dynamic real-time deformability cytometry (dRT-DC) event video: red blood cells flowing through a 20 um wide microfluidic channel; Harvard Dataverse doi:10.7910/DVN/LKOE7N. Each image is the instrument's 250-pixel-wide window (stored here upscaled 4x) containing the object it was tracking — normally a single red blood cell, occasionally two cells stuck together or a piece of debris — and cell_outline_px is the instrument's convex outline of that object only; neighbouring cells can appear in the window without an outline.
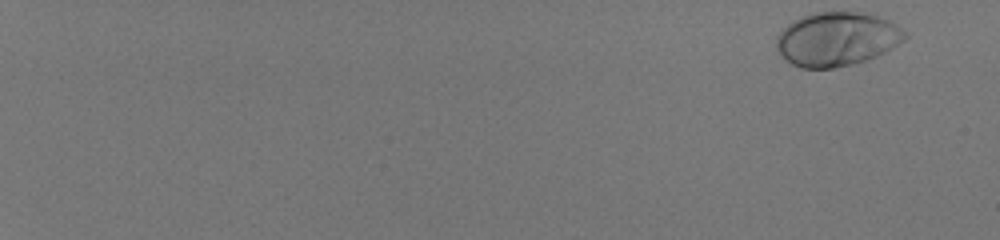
{"species": "human", "species_latin": "Homo sapiens", "temperature_condition": "room temperature", "stored_images_in_passage": 53, "camera_frame_rate_fps": 3000, "um_per_image_px": 0.085, "donor": {"sex": "male"}, "frame": {"image": 1, "passage_image": 1, "time_ms": 0.0, "image_size_px": [1000, 240], "cell_outline_px": [[908, 36], [904, 40], [892, 48], [876, 56], [852, 64], [832, 68], [800, 68], [792, 64], [780, 56], [776, 52], [776, 36], [792, 20], [800, 16], [812, 12], [860, 12], [876, 16], [888, 20], [896, 24]], "centroid_in_image_um": [71.08, 3.32], "position_along_channel_um": 13.9, "area_um2": 40.46}}
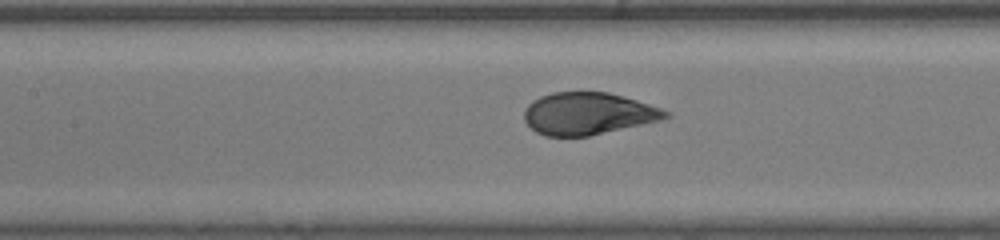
{"frame": {"image": 2, "passage_image": 30, "time_ms": 9.667, "image_size_px": [1000, 240], "cell_outline_px": [[672, 116], [640, 124], [588, 136], [544, 136], [536, 132], [524, 120], [524, 108], [532, 100], [540, 96], [552, 92], [608, 92], [636, 100], [672, 112]], "centroid_in_image_um": [49.93, 9.64], "position_along_channel_um": 157.5, "area_um2": 34.45}}
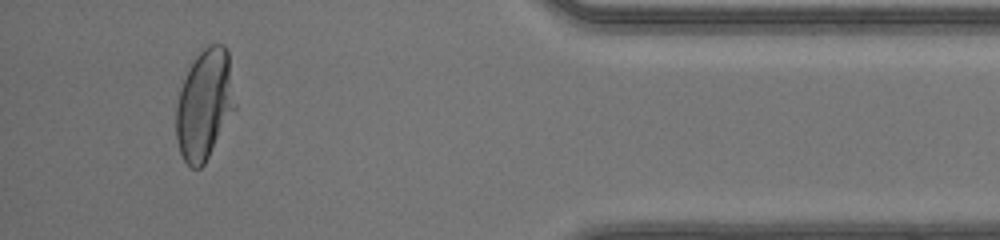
{"frame": {"image": 3, "passage_image": 51, "time_ms": 16.667, "image_size_px": [1000, 240], "cell_outline_px": [[236, 108], [204, 164], [200, 168], [192, 168], [184, 160], [180, 152], [176, 140], [176, 108], [180, 88], [188, 68], [192, 60], [208, 44], [224, 44], [228, 52], [236, 104]], "centroid_in_image_um": [17.38, 8.86], "position_along_channel_um": 417.8, "area_um2": 37.97}, "authors_computed_cell_mechanics": {"area_um2": 37.3388, "velocity_mm_per_s": 4.1463, "shape_relaxation_time_tau1_ms": 2.412, "shape_relaxation_time_tau2_ms": null, "deformation_change_tau1": 0.1662, "deformation_change_tau2": null}}